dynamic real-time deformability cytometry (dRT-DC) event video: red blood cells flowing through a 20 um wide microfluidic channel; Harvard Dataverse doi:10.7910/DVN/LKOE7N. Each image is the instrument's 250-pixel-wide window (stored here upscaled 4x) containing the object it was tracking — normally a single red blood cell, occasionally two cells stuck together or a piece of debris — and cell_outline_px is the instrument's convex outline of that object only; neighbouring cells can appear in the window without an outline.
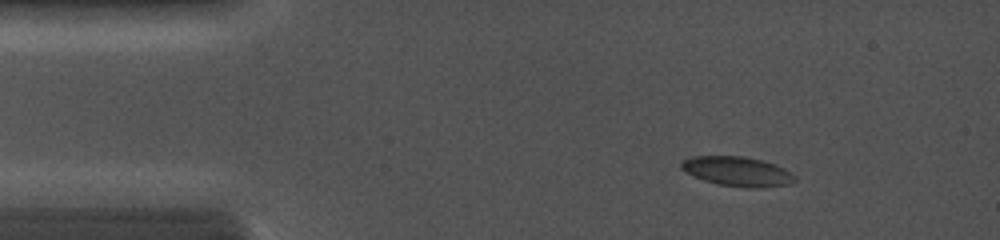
{"species": "common noctule bat (a hibernating species)", "species_latin": "Nyctalus noctula", "temperature_condition": "cold", "stored_images_in_passage": 8, "camera_frame_rate_fps": 5000, "um_per_image_px": 0.085, "animal": {"sex": "female", "body_mass_g": 19.0, "forearm_length_mm": 56.7}, "frame": {"image": 1, "passage_image": 3, "time_ms": 1.6, "image_size_px": [1000, 240], "cell_outline_px": [[796, 180], [788, 184], [756, 188], [744, 188], [716, 184], [704, 180], [684, 172], [680, 168], [680, 160], [692, 156], [744, 156], [760, 160], [784, 168], [796, 176]], "centroid_in_image_um": [62.61, 14.57], "position_along_channel_um": 22.4, "area_um2": 19.65}}
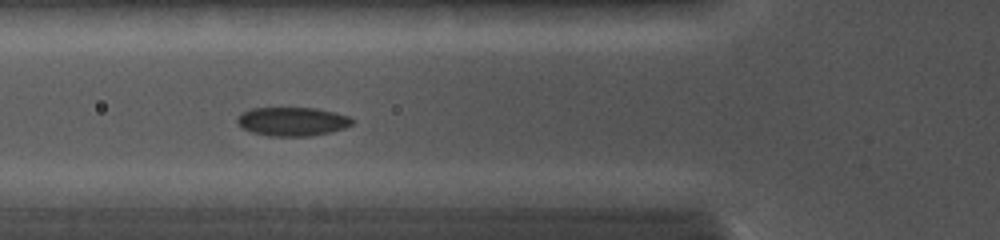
{"frame": {"image": 2, "passage_image": 7, "time_ms": 5.0, "image_size_px": [1000, 240], "cell_outline_px": [[356, 120], [352, 124], [344, 128], [312, 136], [268, 136], [252, 132], [244, 128], [236, 120], [236, 116], [240, 112], [252, 108], [316, 108], [336, 112], [348, 116]], "centroid_in_image_um": [24.85, 10.32], "position_along_channel_um": 101.0, "area_um2": 19.36}}
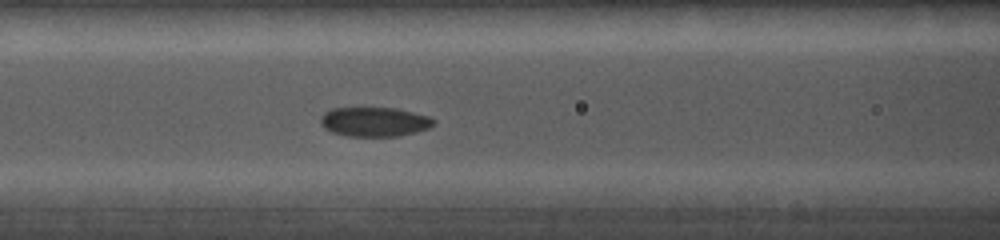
{"frame": {"image": 3, "passage_image": 8, "time_ms": 5.8, "image_size_px": [1000, 240], "cell_outline_px": [[436, 124], [428, 128], [416, 132], [396, 136], [348, 136], [332, 132], [324, 128], [320, 124], [320, 116], [324, 112], [332, 108], [396, 108], [428, 116], [436, 120]], "centroid_in_image_um": [31.81, 10.35], "position_along_channel_um": 134.8, "area_um2": 19.42}}